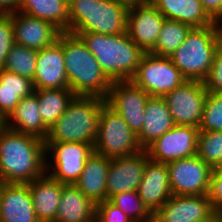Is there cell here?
I'll use <instances>...</instances> for the list:
<instances>
[{
  "label": "cell",
  "mask_w": 222,
  "mask_h": 222,
  "mask_svg": "<svg viewBox=\"0 0 222 222\" xmlns=\"http://www.w3.org/2000/svg\"><path fill=\"white\" fill-rule=\"evenodd\" d=\"M46 173L45 142L0 127V176L4 183L27 184Z\"/></svg>",
  "instance_id": "1"
},
{
  "label": "cell",
  "mask_w": 222,
  "mask_h": 222,
  "mask_svg": "<svg viewBox=\"0 0 222 222\" xmlns=\"http://www.w3.org/2000/svg\"><path fill=\"white\" fill-rule=\"evenodd\" d=\"M76 35L97 59L111 82L131 80L145 53L127 32L116 35L79 32Z\"/></svg>",
  "instance_id": "2"
},
{
  "label": "cell",
  "mask_w": 222,
  "mask_h": 222,
  "mask_svg": "<svg viewBox=\"0 0 222 222\" xmlns=\"http://www.w3.org/2000/svg\"><path fill=\"white\" fill-rule=\"evenodd\" d=\"M62 48L69 88L76 96H96L106 99L112 82L82 39L62 32Z\"/></svg>",
  "instance_id": "3"
},
{
  "label": "cell",
  "mask_w": 222,
  "mask_h": 222,
  "mask_svg": "<svg viewBox=\"0 0 222 222\" xmlns=\"http://www.w3.org/2000/svg\"><path fill=\"white\" fill-rule=\"evenodd\" d=\"M106 99L75 96L63 115L50 127L45 143L81 142L94 145L99 114Z\"/></svg>",
  "instance_id": "4"
},
{
  "label": "cell",
  "mask_w": 222,
  "mask_h": 222,
  "mask_svg": "<svg viewBox=\"0 0 222 222\" xmlns=\"http://www.w3.org/2000/svg\"><path fill=\"white\" fill-rule=\"evenodd\" d=\"M221 41L222 32L217 22L210 26L193 27L169 58L186 80L203 82Z\"/></svg>",
  "instance_id": "5"
},
{
  "label": "cell",
  "mask_w": 222,
  "mask_h": 222,
  "mask_svg": "<svg viewBox=\"0 0 222 222\" xmlns=\"http://www.w3.org/2000/svg\"><path fill=\"white\" fill-rule=\"evenodd\" d=\"M69 33L95 32L116 35L127 32L129 8L112 0H72Z\"/></svg>",
  "instance_id": "6"
},
{
  "label": "cell",
  "mask_w": 222,
  "mask_h": 222,
  "mask_svg": "<svg viewBox=\"0 0 222 222\" xmlns=\"http://www.w3.org/2000/svg\"><path fill=\"white\" fill-rule=\"evenodd\" d=\"M94 152L107 158L133 155L143 150L137 135L122 116L105 104L99 114Z\"/></svg>",
  "instance_id": "7"
},
{
  "label": "cell",
  "mask_w": 222,
  "mask_h": 222,
  "mask_svg": "<svg viewBox=\"0 0 222 222\" xmlns=\"http://www.w3.org/2000/svg\"><path fill=\"white\" fill-rule=\"evenodd\" d=\"M131 81L151 97H164L187 80L169 57L144 53Z\"/></svg>",
  "instance_id": "8"
},
{
  "label": "cell",
  "mask_w": 222,
  "mask_h": 222,
  "mask_svg": "<svg viewBox=\"0 0 222 222\" xmlns=\"http://www.w3.org/2000/svg\"><path fill=\"white\" fill-rule=\"evenodd\" d=\"M93 151V145L87 143H45L46 173L62 184H75Z\"/></svg>",
  "instance_id": "9"
},
{
  "label": "cell",
  "mask_w": 222,
  "mask_h": 222,
  "mask_svg": "<svg viewBox=\"0 0 222 222\" xmlns=\"http://www.w3.org/2000/svg\"><path fill=\"white\" fill-rule=\"evenodd\" d=\"M172 195H207L213 168L197 155L166 163Z\"/></svg>",
  "instance_id": "10"
},
{
  "label": "cell",
  "mask_w": 222,
  "mask_h": 222,
  "mask_svg": "<svg viewBox=\"0 0 222 222\" xmlns=\"http://www.w3.org/2000/svg\"><path fill=\"white\" fill-rule=\"evenodd\" d=\"M207 89L201 81H185L167 93L165 99L175 125L198 128L204 110Z\"/></svg>",
  "instance_id": "11"
},
{
  "label": "cell",
  "mask_w": 222,
  "mask_h": 222,
  "mask_svg": "<svg viewBox=\"0 0 222 222\" xmlns=\"http://www.w3.org/2000/svg\"><path fill=\"white\" fill-rule=\"evenodd\" d=\"M151 96L129 81L112 82L106 104L124 118L130 129L138 135L145 121L147 100Z\"/></svg>",
  "instance_id": "12"
},
{
  "label": "cell",
  "mask_w": 222,
  "mask_h": 222,
  "mask_svg": "<svg viewBox=\"0 0 222 222\" xmlns=\"http://www.w3.org/2000/svg\"><path fill=\"white\" fill-rule=\"evenodd\" d=\"M199 129L193 126L174 125L145 148L148 158L168 163L196 155Z\"/></svg>",
  "instance_id": "13"
},
{
  "label": "cell",
  "mask_w": 222,
  "mask_h": 222,
  "mask_svg": "<svg viewBox=\"0 0 222 222\" xmlns=\"http://www.w3.org/2000/svg\"><path fill=\"white\" fill-rule=\"evenodd\" d=\"M215 215L207 195H172L152 217L157 222H205Z\"/></svg>",
  "instance_id": "14"
},
{
  "label": "cell",
  "mask_w": 222,
  "mask_h": 222,
  "mask_svg": "<svg viewBox=\"0 0 222 222\" xmlns=\"http://www.w3.org/2000/svg\"><path fill=\"white\" fill-rule=\"evenodd\" d=\"M166 18L149 2L130 7L127 14V33L145 53H150Z\"/></svg>",
  "instance_id": "15"
},
{
  "label": "cell",
  "mask_w": 222,
  "mask_h": 222,
  "mask_svg": "<svg viewBox=\"0 0 222 222\" xmlns=\"http://www.w3.org/2000/svg\"><path fill=\"white\" fill-rule=\"evenodd\" d=\"M148 160L145 149L133 155L111 158L106 180L107 200L117 193L137 190Z\"/></svg>",
  "instance_id": "16"
},
{
  "label": "cell",
  "mask_w": 222,
  "mask_h": 222,
  "mask_svg": "<svg viewBox=\"0 0 222 222\" xmlns=\"http://www.w3.org/2000/svg\"><path fill=\"white\" fill-rule=\"evenodd\" d=\"M34 90L69 88L62 48V32L58 39L37 53Z\"/></svg>",
  "instance_id": "17"
},
{
  "label": "cell",
  "mask_w": 222,
  "mask_h": 222,
  "mask_svg": "<svg viewBox=\"0 0 222 222\" xmlns=\"http://www.w3.org/2000/svg\"><path fill=\"white\" fill-rule=\"evenodd\" d=\"M11 17L14 43L35 51L52 45L61 33L52 23L19 11L13 13Z\"/></svg>",
  "instance_id": "18"
},
{
  "label": "cell",
  "mask_w": 222,
  "mask_h": 222,
  "mask_svg": "<svg viewBox=\"0 0 222 222\" xmlns=\"http://www.w3.org/2000/svg\"><path fill=\"white\" fill-rule=\"evenodd\" d=\"M0 222H40L29 185L5 183L0 192Z\"/></svg>",
  "instance_id": "19"
},
{
  "label": "cell",
  "mask_w": 222,
  "mask_h": 222,
  "mask_svg": "<svg viewBox=\"0 0 222 222\" xmlns=\"http://www.w3.org/2000/svg\"><path fill=\"white\" fill-rule=\"evenodd\" d=\"M137 193L152 214L172 196L166 163L146 162Z\"/></svg>",
  "instance_id": "20"
},
{
  "label": "cell",
  "mask_w": 222,
  "mask_h": 222,
  "mask_svg": "<svg viewBox=\"0 0 222 222\" xmlns=\"http://www.w3.org/2000/svg\"><path fill=\"white\" fill-rule=\"evenodd\" d=\"M3 125L8 129L32 135L45 141L49 129L41 120L37 93L34 91L22 98L16 108L3 121Z\"/></svg>",
  "instance_id": "21"
},
{
  "label": "cell",
  "mask_w": 222,
  "mask_h": 222,
  "mask_svg": "<svg viewBox=\"0 0 222 222\" xmlns=\"http://www.w3.org/2000/svg\"><path fill=\"white\" fill-rule=\"evenodd\" d=\"M35 214L40 222H55L64 184L45 173L28 183Z\"/></svg>",
  "instance_id": "22"
},
{
  "label": "cell",
  "mask_w": 222,
  "mask_h": 222,
  "mask_svg": "<svg viewBox=\"0 0 222 222\" xmlns=\"http://www.w3.org/2000/svg\"><path fill=\"white\" fill-rule=\"evenodd\" d=\"M110 158L93 153L87 158L85 167L75 185L95 204L107 200L106 180Z\"/></svg>",
  "instance_id": "23"
},
{
  "label": "cell",
  "mask_w": 222,
  "mask_h": 222,
  "mask_svg": "<svg viewBox=\"0 0 222 222\" xmlns=\"http://www.w3.org/2000/svg\"><path fill=\"white\" fill-rule=\"evenodd\" d=\"M96 205L75 184H64L55 222H94Z\"/></svg>",
  "instance_id": "24"
},
{
  "label": "cell",
  "mask_w": 222,
  "mask_h": 222,
  "mask_svg": "<svg viewBox=\"0 0 222 222\" xmlns=\"http://www.w3.org/2000/svg\"><path fill=\"white\" fill-rule=\"evenodd\" d=\"M145 121L137 135L139 145L145 149L175 124L163 97H150L146 103Z\"/></svg>",
  "instance_id": "25"
},
{
  "label": "cell",
  "mask_w": 222,
  "mask_h": 222,
  "mask_svg": "<svg viewBox=\"0 0 222 222\" xmlns=\"http://www.w3.org/2000/svg\"><path fill=\"white\" fill-rule=\"evenodd\" d=\"M151 4L166 19L186 23L192 27H205L215 23L199 0H153Z\"/></svg>",
  "instance_id": "26"
},
{
  "label": "cell",
  "mask_w": 222,
  "mask_h": 222,
  "mask_svg": "<svg viewBox=\"0 0 222 222\" xmlns=\"http://www.w3.org/2000/svg\"><path fill=\"white\" fill-rule=\"evenodd\" d=\"M64 0H19V12L48 21L61 32H69V8Z\"/></svg>",
  "instance_id": "27"
},
{
  "label": "cell",
  "mask_w": 222,
  "mask_h": 222,
  "mask_svg": "<svg viewBox=\"0 0 222 222\" xmlns=\"http://www.w3.org/2000/svg\"><path fill=\"white\" fill-rule=\"evenodd\" d=\"M34 92L33 82L18 74L0 70V119L3 122L19 101Z\"/></svg>",
  "instance_id": "28"
},
{
  "label": "cell",
  "mask_w": 222,
  "mask_h": 222,
  "mask_svg": "<svg viewBox=\"0 0 222 222\" xmlns=\"http://www.w3.org/2000/svg\"><path fill=\"white\" fill-rule=\"evenodd\" d=\"M34 91L38 97L41 120L48 129L63 115L76 96L70 88Z\"/></svg>",
  "instance_id": "29"
},
{
  "label": "cell",
  "mask_w": 222,
  "mask_h": 222,
  "mask_svg": "<svg viewBox=\"0 0 222 222\" xmlns=\"http://www.w3.org/2000/svg\"><path fill=\"white\" fill-rule=\"evenodd\" d=\"M192 28L186 23L166 19L159 32L157 44L150 53L169 57L185 40Z\"/></svg>",
  "instance_id": "30"
},
{
  "label": "cell",
  "mask_w": 222,
  "mask_h": 222,
  "mask_svg": "<svg viewBox=\"0 0 222 222\" xmlns=\"http://www.w3.org/2000/svg\"><path fill=\"white\" fill-rule=\"evenodd\" d=\"M37 53L38 51L14 43L7 55L3 69L29 78L33 82L36 72Z\"/></svg>",
  "instance_id": "31"
},
{
  "label": "cell",
  "mask_w": 222,
  "mask_h": 222,
  "mask_svg": "<svg viewBox=\"0 0 222 222\" xmlns=\"http://www.w3.org/2000/svg\"><path fill=\"white\" fill-rule=\"evenodd\" d=\"M196 155L212 168L221 166L222 131L199 132Z\"/></svg>",
  "instance_id": "32"
},
{
  "label": "cell",
  "mask_w": 222,
  "mask_h": 222,
  "mask_svg": "<svg viewBox=\"0 0 222 222\" xmlns=\"http://www.w3.org/2000/svg\"><path fill=\"white\" fill-rule=\"evenodd\" d=\"M109 201L120 208L134 222L147 221L152 217V213L143 204L137 190L117 193Z\"/></svg>",
  "instance_id": "33"
},
{
  "label": "cell",
  "mask_w": 222,
  "mask_h": 222,
  "mask_svg": "<svg viewBox=\"0 0 222 222\" xmlns=\"http://www.w3.org/2000/svg\"><path fill=\"white\" fill-rule=\"evenodd\" d=\"M199 132L222 131V94L207 92Z\"/></svg>",
  "instance_id": "34"
},
{
  "label": "cell",
  "mask_w": 222,
  "mask_h": 222,
  "mask_svg": "<svg viewBox=\"0 0 222 222\" xmlns=\"http://www.w3.org/2000/svg\"><path fill=\"white\" fill-rule=\"evenodd\" d=\"M203 83L208 92L222 94V41L215 51L213 63Z\"/></svg>",
  "instance_id": "35"
},
{
  "label": "cell",
  "mask_w": 222,
  "mask_h": 222,
  "mask_svg": "<svg viewBox=\"0 0 222 222\" xmlns=\"http://www.w3.org/2000/svg\"><path fill=\"white\" fill-rule=\"evenodd\" d=\"M14 44L11 15H0V70L4 68L7 55Z\"/></svg>",
  "instance_id": "36"
},
{
  "label": "cell",
  "mask_w": 222,
  "mask_h": 222,
  "mask_svg": "<svg viewBox=\"0 0 222 222\" xmlns=\"http://www.w3.org/2000/svg\"><path fill=\"white\" fill-rule=\"evenodd\" d=\"M96 218L100 222H134L109 200H105L96 205Z\"/></svg>",
  "instance_id": "37"
},
{
  "label": "cell",
  "mask_w": 222,
  "mask_h": 222,
  "mask_svg": "<svg viewBox=\"0 0 222 222\" xmlns=\"http://www.w3.org/2000/svg\"><path fill=\"white\" fill-rule=\"evenodd\" d=\"M208 196L215 212L222 208V165L213 168Z\"/></svg>",
  "instance_id": "38"
},
{
  "label": "cell",
  "mask_w": 222,
  "mask_h": 222,
  "mask_svg": "<svg viewBox=\"0 0 222 222\" xmlns=\"http://www.w3.org/2000/svg\"><path fill=\"white\" fill-rule=\"evenodd\" d=\"M203 9L215 21L222 18V0H199Z\"/></svg>",
  "instance_id": "39"
},
{
  "label": "cell",
  "mask_w": 222,
  "mask_h": 222,
  "mask_svg": "<svg viewBox=\"0 0 222 222\" xmlns=\"http://www.w3.org/2000/svg\"><path fill=\"white\" fill-rule=\"evenodd\" d=\"M19 10V0H0V15H12Z\"/></svg>",
  "instance_id": "40"
},
{
  "label": "cell",
  "mask_w": 222,
  "mask_h": 222,
  "mask_svg": "<svg viewBox=\"0 0 222 222\" xmlns=\"http://www.w3.org/2000/svg\"><path fill=\"white\" fill-rule=\"evenodd\" d=\"M112 1H116L118 3H121L125 6H127L128 8L134 7L137 4L143 3L141 0H112Z\"/></svg>",
  "instance_id": "41"
},
{
  "label": "cell",
  "mask_w": 222,
  "mask_h": 222,
  "mask_svg": "<svg viewBox=\"0 0 222 222\" xmlns=\"http://www.w3.org/2000/svg\"><path fill=\"white\" fill-rule=\"evenodd\" d=\"M219 222H222V208L215 212Z\"/></svg>",
  "instance_id": "42"
},
{
  "label": "cell",
  "mask_w": 222,
  "mask_h": 222,
  "mask_svg": "<svg viewBox=\"0 0 222 222\" xmlns=\"http://www.w3.org/2000/svg\"><path fill=\"white\" fill-rule=\"evenodd\" d=\"M205 222H219V221H218L217 216L214 215L211 219H209L208 221H205Z\"/></svg>",
  "instance_id": "43"
},
{
  "label": "cell",
  "mask_w": 222,
  "mask_h": 222,
  "mask_svg": "<svg viewBox=\"0 0 222 222\" xmlns=\"http://www.w3.org/2000/svg\"><path fill=\"white\" fill-rule=\"evenodd\" d=\"M218 27L220 28L221 32H222V18L217 22Z\"/></svg>",
  "instance_id": "44"
},
{
  "label": "cell",
  "mask_w": 222,
  "mask_h": 222,
  "mask_svg": "<svg viewBox=\"0 0 222 222\" xmlns=\"http://www.w3.org/2000/svg\"><path fill=\"white\" fill-rule=\"evenodd\" d=\"M4 184H5V183H4L3 179H2L1 176H0V192H1V189H2V187H3Z\"/></svg>",
  "instance_id": "45"
},
{
  "label": "cell",
  "mask_w": 222,
  "mask_h": 222,
  "mask_svg": "<svg viewBox=\"0 0 222 222\" xmlns=\"http://www.w3.org/2000/svg\"><path fill=\"white\" fill-rule=\"evenodd\" d=\"M142 222H157L153 217H151L149 220L147 221H142Z\"/></svg>",
  "instance_id": "46"
},
{
  "label": "cell",
  "mask_w": 222,
  "mask_h": 222,
  "mask_svg": "<svg viewBox=\"0 0 222 222\" xmlns=\"http://www.w3.org/2000/svg\"><path fill=\"white\" fill-rule=\"evenodd\" d=\"M142 2H149L151 3L153 0H141Z\"/></svg>",
  "instance_id": "47"
},
{
  "label": "cell",
  "mask_w": 222,
  "mask_h": 222,
  "mask_svg": "<svg viewBox=\"0 0 222 222\" xmlns=\"http://www.w3.org/2000/svg\"><path fill=\"white\" fill-rule=\"evenodd\" d=\"M64 1H66L69 4L72 0H64Z\"/></svg>",
  "instance_id": "48"
},
{
  "label": "cell",
  "mask_w": 222,
  "mask_h": 222,
  "mask_svg": "<svg viewBox=\"0 0 222 222\" xmlns=\"http://www.w3.org/2000/svg\"><path fill=\"white\" fill-rule=\"evenodd\" d=\"M94 222H100L97 218L94 219Z\"/></svg>",
  "instance_id": "49"
},
{
  "label": "cell",
  "mask_w": 222,
  "mask_h": 222,
  "mask_svg": "<svg viewBox=\"0 0 222 222\" xmlns=\"http://www.w3.org/2000/svg\"><path fill=\"white\" fill-rule=\"evenodd\" d=\"M3 125V122L1 121V119H0V127Z\"/></svg>",
  "instance_id": "50"
}]
</instances>
